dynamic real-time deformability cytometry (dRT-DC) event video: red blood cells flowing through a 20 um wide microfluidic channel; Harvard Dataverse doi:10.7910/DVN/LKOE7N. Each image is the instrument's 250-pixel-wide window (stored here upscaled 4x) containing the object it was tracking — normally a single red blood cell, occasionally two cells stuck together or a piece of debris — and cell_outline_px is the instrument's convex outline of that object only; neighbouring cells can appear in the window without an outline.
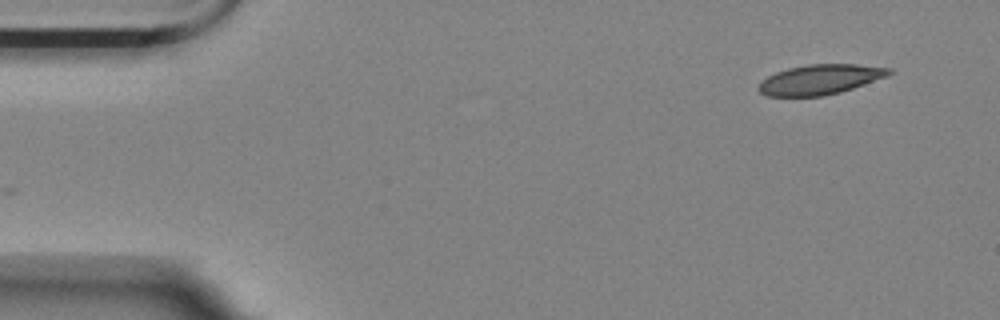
{"species": "Egyptian fruit bat (a non-hibernating species)", "species_latin": "Rousettus aegyptiacus", "temperature_condition": "room temperature", "stored_images_in_passage": 4, "camera_frame_rate_fps": 3000, "um_per_image_px": 0.085, "animal": {"sex": "female"}, "frame": {"image": 1, "passage_image": 1, "time_ms": 0.0, "image_size_px": [1000, 320], "cell_outline_px": [[896, 72], [888, 76], [840, 92], [824, 96], [768, 96], [760, 92], [756, 88], [768, 76], [776, 72], [788, 68], [808, 64], [856, 64], [892, 68]], "centroid_in_image_um": [69.75, 6.75], "position_along_channel_um": 15.2, "area_um2": 22.77}}